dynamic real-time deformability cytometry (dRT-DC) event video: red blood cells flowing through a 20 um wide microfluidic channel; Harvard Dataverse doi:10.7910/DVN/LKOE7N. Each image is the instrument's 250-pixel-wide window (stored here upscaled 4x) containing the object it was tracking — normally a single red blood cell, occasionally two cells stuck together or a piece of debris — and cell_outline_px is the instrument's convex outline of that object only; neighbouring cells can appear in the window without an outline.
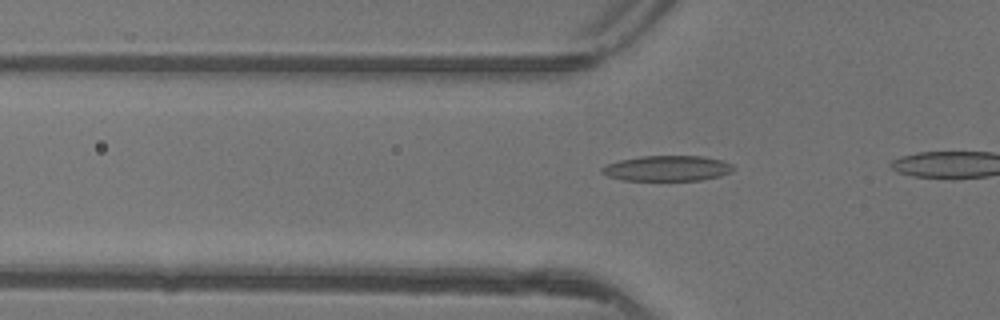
{"species": "common noctule bat (a hibernating species)", "species_latin": "Nyctalus noctula", "temperature_condition": "warm", "stored_images_in_passage": 8, "camera_frame_rate_fps": 3000, "um_per_image_px": 0.085, "animal": {"sex": "female"}, "frame": {"image": 1, "passage_image": 2, "time_ms": 0.333, "image_size_px": [1000, 320], "cell_outline_px": [[732, 168], [728, 172], [720, 176], [700, 180], [624, 180], [608, 176], [600, 172], [600, 168], [608, 164], [620, 160], [640, 156], [700, 156], [720, 160], [732, 164]], "centroid_in_image_um": [56.66, 14.31], "position_along_channel_um": 69.1, "area_um2": 19.19}}
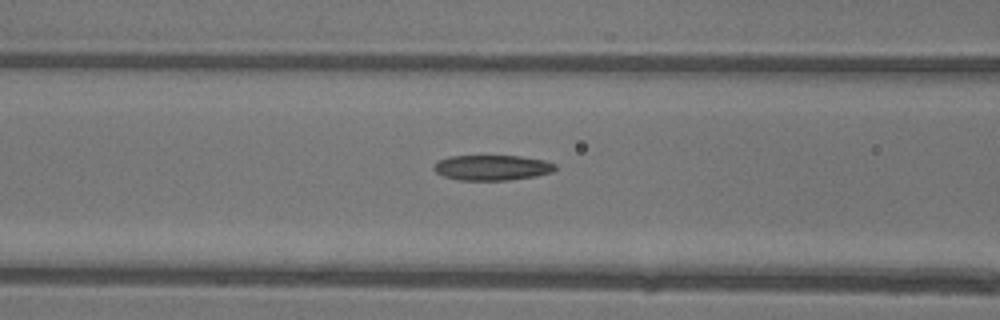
{"frame": {"image": 2, "passage_image": 6, "time_ms": 1.667, "image_size_px": [1000, 320], "cell_outline_px": [[556, 168], [552, 172], [536, 176], [508, 180], [460, 180], [444, 176], [436, 172], [432, 168], [436, 160], [448, 156], [520, 156], [544, 160], [556, 164]], "centroid_in_image_um": [41.8, 14.24], "position_along_channel_um": 124.8, "area_um2": 17.98}}